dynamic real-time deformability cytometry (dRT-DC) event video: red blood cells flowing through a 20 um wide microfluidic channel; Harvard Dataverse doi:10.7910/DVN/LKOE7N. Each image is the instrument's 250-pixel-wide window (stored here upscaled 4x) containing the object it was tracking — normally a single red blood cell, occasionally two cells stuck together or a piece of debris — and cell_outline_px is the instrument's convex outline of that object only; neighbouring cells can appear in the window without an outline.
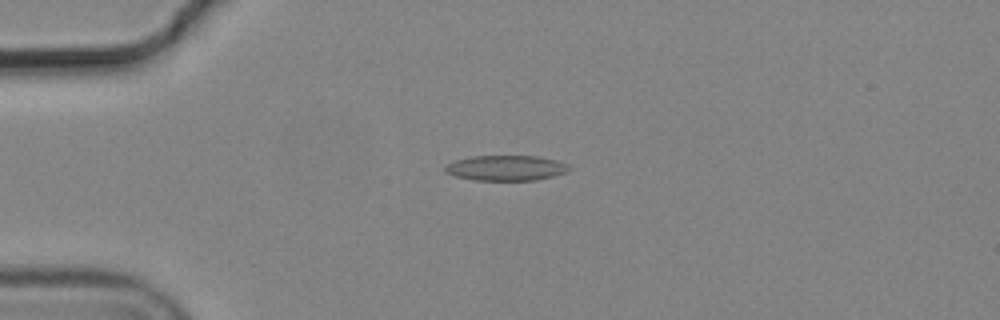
{"species": "common noctule bat (a hibernating species)", "species_latin": "Nyctalus noctula", "temperature_condition": "cold", "stored_images_in_passage": 5, "camera_frame_rate_fps": 3000, "um_per_image_px": 0.085, "animal": {"sex": "male", "body_mass_g": 19.2, "forearm_length_mm": 51.8}, "frame": {"image": 1, "passage_image": 4, "time_ms": 1.0, "image_size_px": [1000, 320], "cell_outline_px": [[572, 168], [564, 172], [552, 176], [536, 180], [476, 180], [456, 176], [444, 172], [444, 168], [448, 164], [456, 160], [476, 156], [536, 156], [556, 160], [568, 164]], "centroid_in_image_um": [43.02, 14.28], "position_along_channel_um": 42.0, "area_um2": 18.03}}